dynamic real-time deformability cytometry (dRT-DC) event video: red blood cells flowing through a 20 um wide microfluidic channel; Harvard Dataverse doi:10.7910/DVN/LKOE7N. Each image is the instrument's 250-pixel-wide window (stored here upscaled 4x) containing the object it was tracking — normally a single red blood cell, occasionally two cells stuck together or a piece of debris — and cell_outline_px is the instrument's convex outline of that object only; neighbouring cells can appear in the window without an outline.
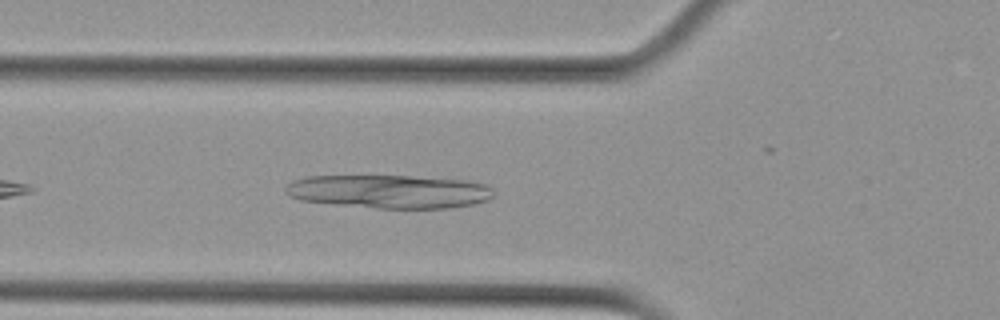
{"species": "Egyptian fruit bat (a non-hibernating species)", "species_latin": "Rousettus aegyptiacus", "temperature_condition": "cold", "stored_images_in_passage": 31, "camera_frame_rate_fps": 3000, "um_per_image_px": 0.085, "animal": {"sex": "female"}, "frame": {"image": 1, "passage_image": 6, "time_ms": 1.667, "image_size_px": [1000, 320], "cell_outline_px": [[492, 196], [488, 200], [472, 204], [452, 208], [376, 208], [336, 204], [300, 200], [288, 196], [284, 188], [292, 180], [304, 176], [412, 176], [464, 180], [484, 184], [492, 188]], "centroid_in_image_um": [33.05, 16.27], "position_along_channel_um": 92.8, "area_um2": 40.52}}
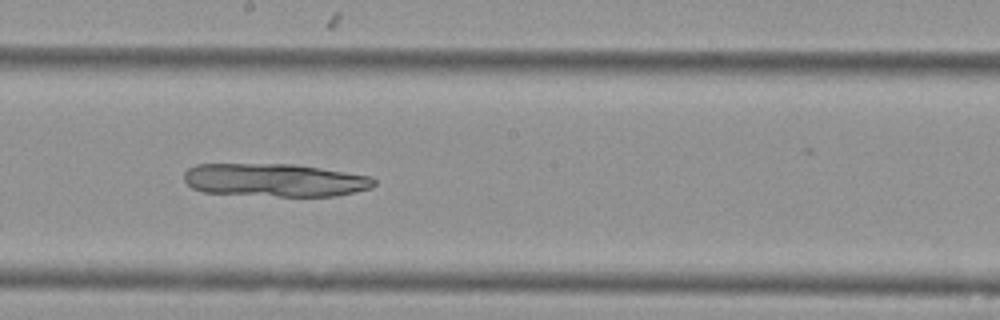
{"frame": {"image": 2, "passage_image": 17, "time_ms": 5.333, "image_size_px": [1000, 320], "cell_outline_px": [[376, 184], [372, 188], [356, 192], [336, 196], [276, 196], [204, 192], [192, 188], [184, 180], [184, 172], [188, 168], [196, 164], [292, 164], [320, 168], [372, 176], [376, 180]], "centroid_in_image_um": [23.38, 15.31], "position_along_channel_um": 224.8, "area_um2": 36.76}}
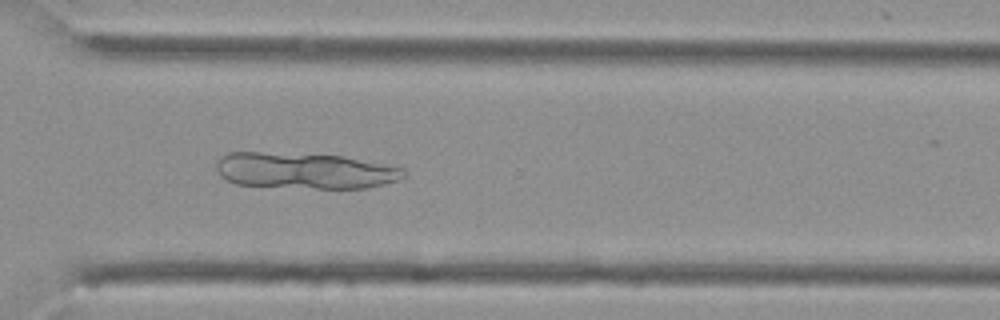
{"frame": {"image": 3, "passage_image": 27, "time_ms": 8.667, "image_size_px": [1000, 320], "cell_outline_px": [[408, 176], [384, 184], [368, 188], [316, 188], [236, 184], [220, 176], [216, 168], [216, 164], [220, 156], [228, 152], [260, 152], [344, 156], [404, 168], [408, 172]], "centroid_in_image_um": [25.93, 14.5], "position_along_channel_um": 344.7, "area_um2": 39.36}}